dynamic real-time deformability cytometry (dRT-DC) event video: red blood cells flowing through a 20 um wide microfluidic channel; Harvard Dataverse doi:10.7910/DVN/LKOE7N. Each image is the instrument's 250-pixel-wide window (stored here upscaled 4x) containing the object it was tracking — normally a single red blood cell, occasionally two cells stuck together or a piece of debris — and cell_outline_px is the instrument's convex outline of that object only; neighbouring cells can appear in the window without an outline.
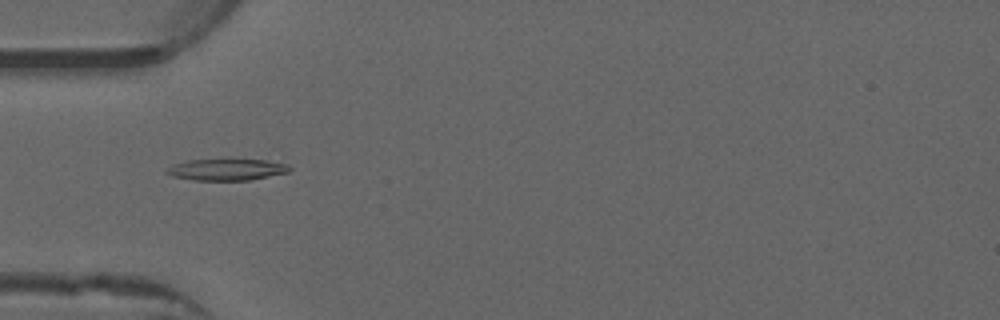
{"species": "common noctule bat (a hibernating species)", "species_latin": "Nyctalus noctula", "temperature_condition": "warm", "stored_images_in_passage": 43, "camera_frame_rate_fps": 3000, "um_per_image_px": 0.085, "animal": {"sex": "male", "forearm_length_mm": 52.5}, "frame": {"image": 1, "passage_image": 8, "time_ms": 2.333, "image_size_px": [1000, 320], "cell_outline_px": [[292, 168], [288, 172], [252, 180], [192, 180], [172, 176], [164, 172], [172, 164], [188, 160], [272, 148]], "centroid_in_image_um": [19.71, 14.17], "position_along_channel_um": 65.3, "area_um2": 19.77}}
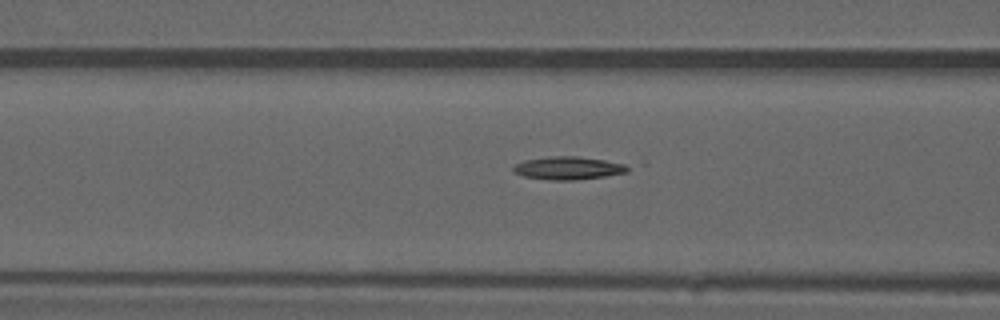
{"frame": {"image": 2, "passage_image": 12, "time_ms": 3.667, "image_size_px": [1000, 320], "cell_outline_px": [[648, 164], [628, 172], [604, 176], [576, 180], [552, 180], [524, 176], [512, 172], [512, 168], [516, 164], [524, 160], [548, 156], [576, 156]], "centroid_in_image_um": [48.62, 14.26], "position_along_channel_um": 118.0, "area_um2": 16.42}}